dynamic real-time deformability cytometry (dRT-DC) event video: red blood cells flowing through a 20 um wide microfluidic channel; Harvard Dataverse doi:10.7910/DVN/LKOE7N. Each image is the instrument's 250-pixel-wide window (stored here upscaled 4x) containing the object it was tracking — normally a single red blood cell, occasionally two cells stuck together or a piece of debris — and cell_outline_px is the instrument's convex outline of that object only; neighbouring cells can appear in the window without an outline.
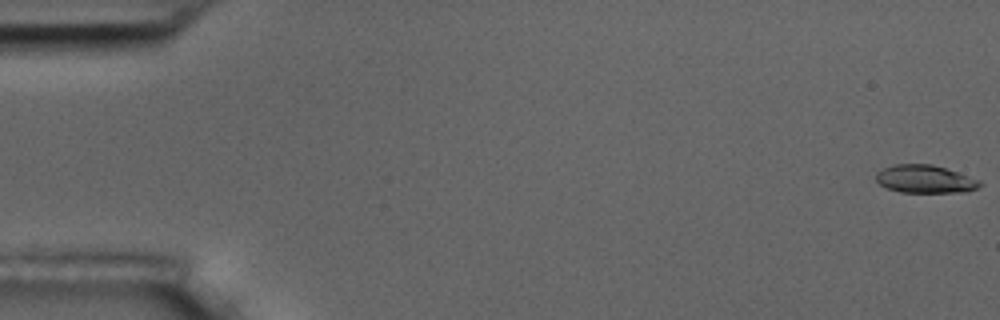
{"species": "common noctule bat (a hibernating species)", "species_latin": "Nyctalus noctula", "temperature_condition": "room temperature", "stored_images_in_passage": 6, "camera_frame_rate_fps": 3000, "um_per_image_px": 0.085, "animal": {"sex": "male", "body_mass_g": 17.5, "forearm_length_mm": 52.3}, "frame": {"image": 1, "passage_image": 1, "time_ms": 0.0, "image_size_px": [1000, 320], "cell_outline_px": [[980, 184], [976, 188], [968, 192], [900, 192], [888, 188], [880, 184], [876, 180], [876, 172], [884, 168], [896, 164], [932, 164], [980, 180]], "centroid_in_image_um": [78.6, 15.22], "position_along_channel_um": 6.4, "area_um2": 16.65}}
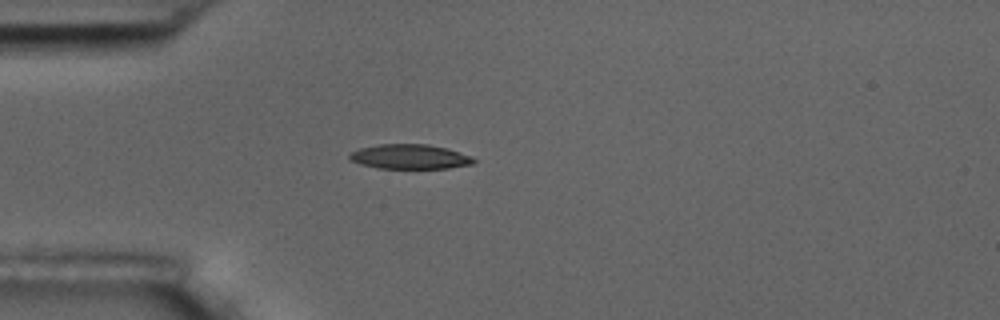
{"frame": {"image": 2, "passage_image": 5, "time_ms": 5.0, "image_size_px": [1000, 320], "cell_outline_px": [[476, 160], [472, 164], [448, 168], [376, 168], [360, 164], [352, 160], [348, 156], [348, 152], [360, 148], [380, 144], [428, 144], [448, 148], [472, 156]], "centroid_in_image_um": [34.83, 13.31], "position_along_channel_um": 50.2, "area_um2": 17.92}}